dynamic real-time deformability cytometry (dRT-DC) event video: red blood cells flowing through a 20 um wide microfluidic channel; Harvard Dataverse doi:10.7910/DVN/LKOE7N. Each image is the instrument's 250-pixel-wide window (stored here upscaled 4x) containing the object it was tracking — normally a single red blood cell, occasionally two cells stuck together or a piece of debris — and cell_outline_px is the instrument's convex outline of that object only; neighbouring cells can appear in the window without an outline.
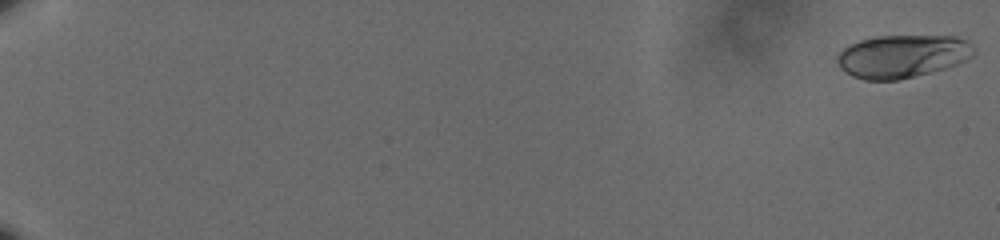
{"species": "human", "species_latin": "Homo sapiens", "temperature_condition": "cold", "stored_images_in_passage": 61, "camera_frame_rate_fps": 3000, "um_per_image_px": 0.085, "donor": {"sex": "male"}, "frame": {"image": 1, "passage_image": 1, "time_ms": 0.0, "image_size_px": [1000, 240], "cell_outline_px": [[976, 52], [968, 60], [932, 72], [896, 80], [864, 80], [852, 76], [844, 72], [840, 68], [836, 60], [836, 56], [848, 44], [872, 36], [956, 36], [968, 40], [976, 48]], "centroid_in_image_um": [76.7, 4.77], "position_along_channel_um": 8.3, "area_um2": 34.62}}
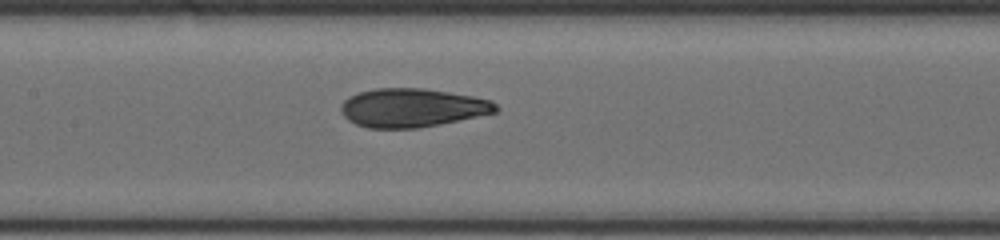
{"frame": {"image": 2, "passage_image": 34, "time_ms": 11.0, "image_size_px": [1000, 240], "cell_outline_px": [[500, 108], [496, 112], [440, 124], [416, 128], [368, 128], [356, 124], [348, 120], [340, 112], [340, 104], [348, 96], [360, 92], [376, 88], [424, 88], [472, 96], [492, 100]], "centroid_in_image_um": [35.01, 9.16], "position_along_channel_um": 172.4, "area_um2": 34.91}}
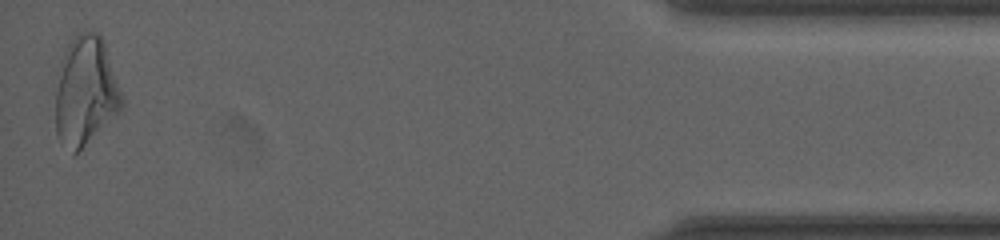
{"frame": {"image": 3, "passage_image": 61, "time_ms": 20.0, "image_size_px": [1000, 240], "cell_outline_px": [[124, 104], [120, 112], [72, 156], [60, 144], [56, 136], [56, 92], [64, 52], [68, 44], [76, 32], [96, 32], [104, 40], [124, 100]], "centroid_in_image_um": [7.28, 7.78], "position_along_channel_um": 427.9, "area_um2": 42.08}, "authors_computed_cell_mechanics": {"area_um2": 34.6222, "velocity_mm_per_s": 3.5877, "shape_relaxation_time_tau1_ms": null, "shape_relaxation_time_tau2_ms": 1.7222, "deformation_change_tau1": null, "deformation_change_tau2": 0.0635}}